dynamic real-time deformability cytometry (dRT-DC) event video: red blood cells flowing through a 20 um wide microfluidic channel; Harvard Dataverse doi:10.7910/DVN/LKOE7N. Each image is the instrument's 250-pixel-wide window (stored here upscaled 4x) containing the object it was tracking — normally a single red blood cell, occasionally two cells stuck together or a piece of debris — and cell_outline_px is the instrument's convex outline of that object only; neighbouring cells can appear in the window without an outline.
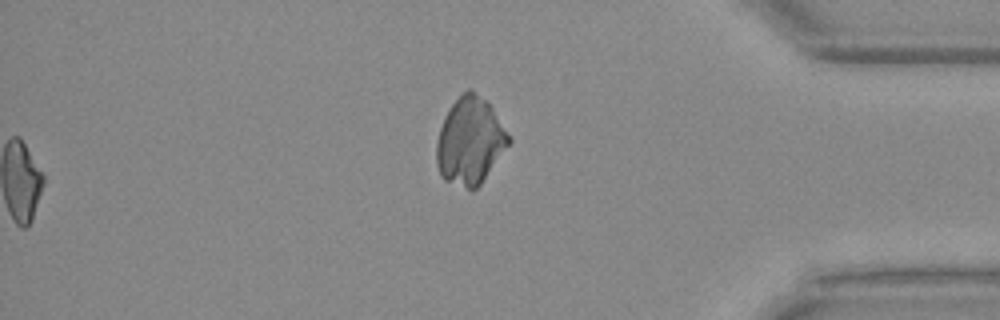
{"species": "Egyptian fruit bat (a non-hibernating species)", "species_latin": "Rousettus aegyptiacus", "temperature_condition": "warm", "stored_images_in_passage": 50, "segment_of_instrument_passage": [2, 2], "camera_frame_rate_fps": 3000, "um_per_image_px": 0.085, "animal": {"sex": "female"}, "frame": {"image": 1, "passage_image": 50, "time_ms": 16.333, "image_size_px": [1000, 320], "cell_outline_px": [[512, 140], [480, 184], [472, 192], [444, 180], [440, 176], [436, 164], [436, 144], [440, 128], [452, 104], [468, 88], [472, 88], [492, 108]], "centroid_in_image_um": [39.93, 12.03], "position_along_channel_um": 395.3, "area_um2": 36.3}}